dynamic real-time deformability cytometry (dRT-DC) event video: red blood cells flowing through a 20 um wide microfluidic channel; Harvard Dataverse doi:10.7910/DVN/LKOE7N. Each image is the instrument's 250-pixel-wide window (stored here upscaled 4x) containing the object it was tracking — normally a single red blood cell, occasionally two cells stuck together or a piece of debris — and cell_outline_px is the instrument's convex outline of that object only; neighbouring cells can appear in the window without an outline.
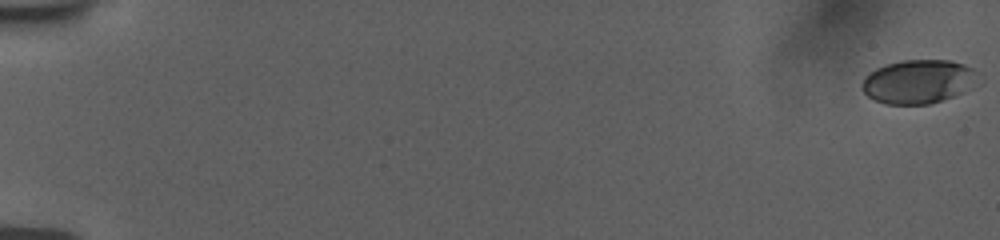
{"species": "human", "species_latin": "Homo sapiens", "temperature_condition": "room temperature", "stored_images_in_passage": 57, "camera_frame_rate_fps": 3000, "um_per_image_px": 0.085, "donor": {"sex": "female"}, "frame": {"image": 1, "passage_image": 1, "time_ms": 0.0, "image_size_px": [1000, 240], "cell_outline_px": [[972, 68], [960, 92], [952, 96], [928, 104], [884, 104], [868, 96], [860, 88], [860, 84], [864, 76], [876, 68], [888, 64], [904, 60], [952, 60], [964, 64]], "centroid_in_image_um": [77.81, 6.93], "position_along_channel_um": 7.2, "area_um2": 28.21}}
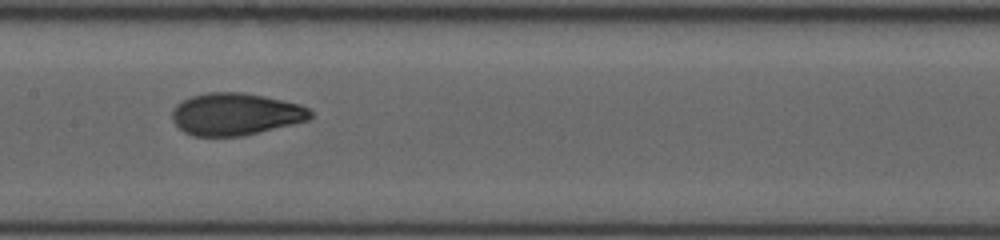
{"frame": {"image": 2, "passage_image": 31, "time_ms": 10.0, "image_size_px": [1000, 240], "cell_outline_px": [[312, 116], [308, 120], [244, 136], [192, 136], [184, 132], [172, 120], [172, 112], [176, 104], [192, 96], [208, 92], [240, 92], [264, 96], [300, 104], [308, 108], [312, 112]], "centroid_in_image_um": [20.02, 9.7], "position_along_channel_um": 187.4, "area_um2": 33.93}}
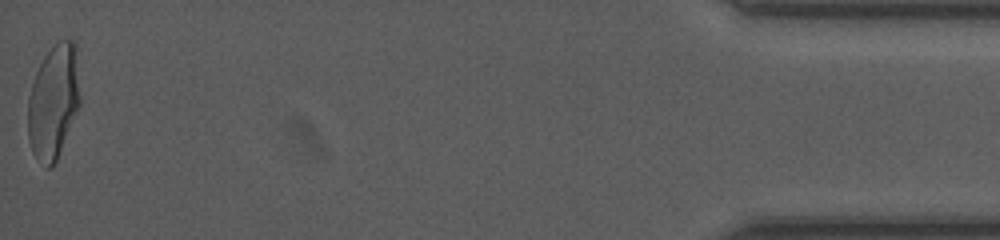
{"frame": {"image": 3, "passage_image": 57, "time_ms": 18.667, "image_size_px": [1000, 240], "cell_outline_px": [[80, 104], [56, 160], [52, 168], [48, 168], [36, 160], [32, 152], [28, 136], [28, 96], [36, 72], [44, 56], [60, 40], [72, 40], [76, 44], [80, 96]], "centroid_in_image_um": [4.54, 8.66], "position_along_channel_um": 430.7, "area_um2": 34.56}, "authors_computed_cell_mechanics": {"area_um2": 33.235, "velocity_mm_per_s": 3.7744, "shape_relaxation_time_tau1_ms": 5.8972, "shape_relaxation_time_tau2_ms": 0.9088, "deformation_change_tau1": 0.2109, "deformation_change_tau2": 0.0608}}